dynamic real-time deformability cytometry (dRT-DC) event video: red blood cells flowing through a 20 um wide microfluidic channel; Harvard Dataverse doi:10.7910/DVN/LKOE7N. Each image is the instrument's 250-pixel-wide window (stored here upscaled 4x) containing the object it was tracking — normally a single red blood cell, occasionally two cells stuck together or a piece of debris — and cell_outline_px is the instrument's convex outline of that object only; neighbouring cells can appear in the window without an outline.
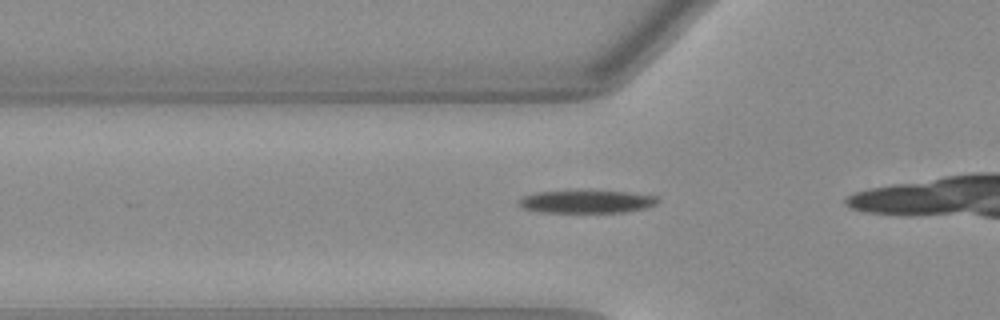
{"species": "Egyptian fruit bat (a non-hibernating species)", "species_latin": "Rousettus aegyptiacus", "temperature_condition": "warm", "stored_images_in_passage": 18, "camera_frame_rate_fps": 3000, "um_per_image_px": 0.085, "animal": {"sex": "female"}, "frame": {"image": 1, "passage_image": 7, "time_ms": 2.0, "image_size_px": [1000, 320], "cell_outline_px": [[660, 200], [656, 204], [644, 208], [624, 212], [544, 212], [524, 208], [520, 204], [520, 200], [524, 196], [540, 192], [628, 192], [656, 196]], "centroid_in_image_um": [49.93, 17.15], "position_along_channel_um": 75.9, "area_um2": 17.69}}
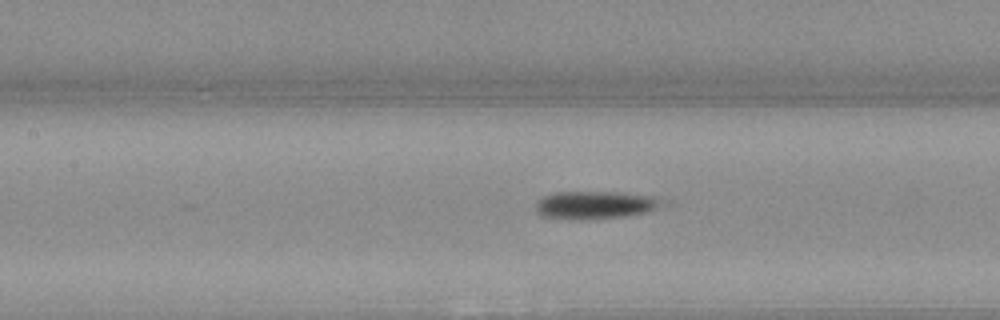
{"frame": {"image": 2, "passage_image": 13, "time_ms": 4.0, "image_size_px": [1000, 320], "cell_outline_px": [[656, 204], [652, 208], [644, 212], [620, 216], [544, 216], [536, 212], [536, 204], [544, 196], [556, 192], [620, 192], [648, 196], [656, 200]], "centroid_in_image_um": [50.45, 17.35], "position_along_channel_um": 156.9, "area_um2": 18.32}}
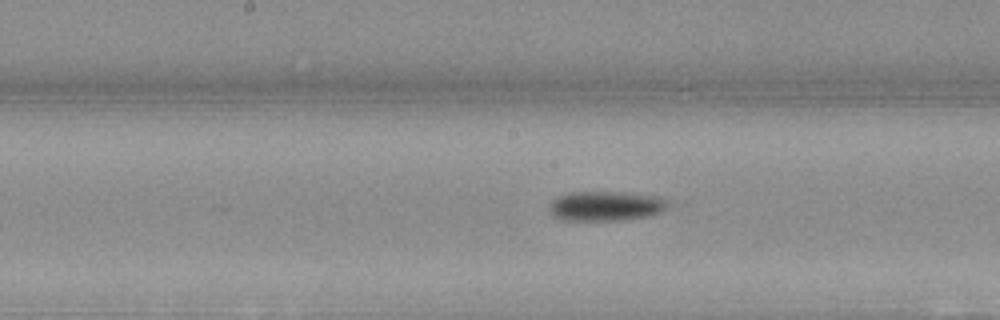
{"frame": {"image": 3, "passage_image": 16, "time_ms": 5.0, "image_size_px": [1000, 320], "cell_outline_px": [[664, 208], [660, 212], [644, 216], [616, 220], [560, 220], [552, 216], [548, 212], [548, 208], [552, 200], [560, 196], [572, 192], [624, 192], [652, 196], [664, 200]], "centroid_in_image_um": [51.33, 17.51], "position_along_channel_um": 196.9, "area_um2": 20.0}}